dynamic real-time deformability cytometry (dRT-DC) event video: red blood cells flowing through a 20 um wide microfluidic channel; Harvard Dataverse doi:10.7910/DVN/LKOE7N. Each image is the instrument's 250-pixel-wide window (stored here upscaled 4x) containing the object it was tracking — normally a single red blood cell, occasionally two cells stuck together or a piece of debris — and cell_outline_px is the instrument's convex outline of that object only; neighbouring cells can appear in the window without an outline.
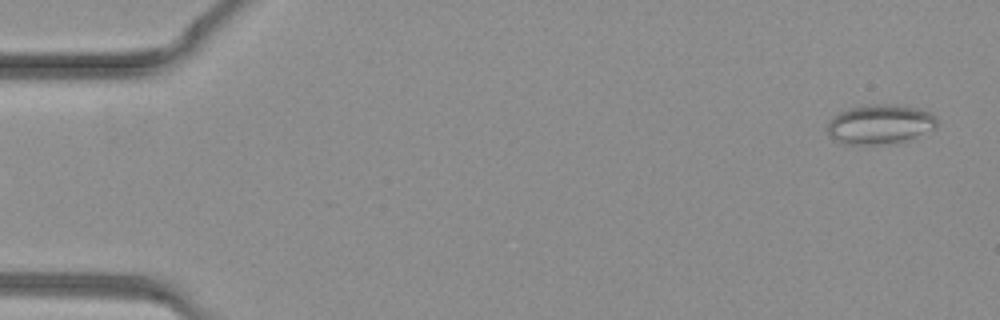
{"species": "common noctule bat (a hibernating species)", "species_latin": "Nyctalus noctula", "temperature_condition": "warm", "stored_images_in_passage": 37, "camera_frame_rate_fps": 3000, "um_per_image_px": 0.085, "animal": {"sex": "female", "body_mass_g": 19.3, "forearm_length_mm": 54.1}, "frame": {"image": 1, "passage_image": 1, "time_ms": 0.0, "image_size_px": [1000, 320], "cell_outline_px": [[936, 128], [904, 140], [876, 144], [848, 144], [832, 140], [828, 136], [828, 124], [832, 116], [840, 112], [852, 108], [876, 104], [896, 104], [916, 108], [928, 112], [936, 116]], "centroid_in_image_um": [74.76, 10.55], "position_along_channel_um": 10.2, "area_um2": 24.8}}
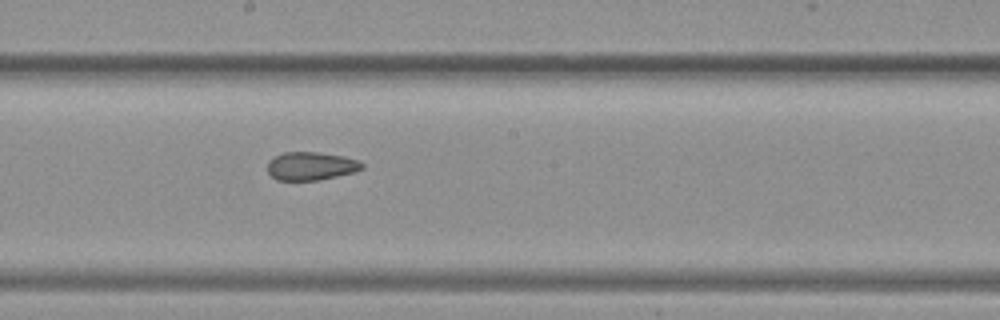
{"frame": {"image": 2, "passage_image": 20, "time_ms": 6.333, "image_size_px": [1000, 320], "cell_outline_px": [[364, 168], [352, 172], [320, 180], [276, 180], [268, 172], [268, 160], [284, 152], [316, 152], [344, 156], [360, 160], [364, 164]], "centroid_in_image_um": [26.44, 14.11], "position_along_channel_um": 221.8, "area_um2": 15.55}}
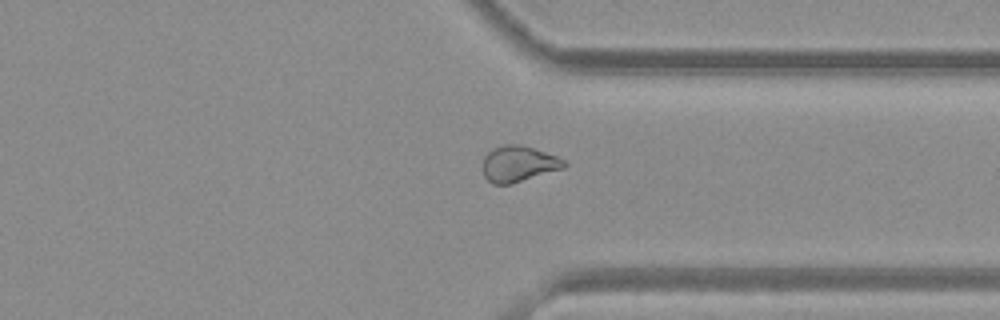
{"frame": {"image": 3, "passage_image": 28, "time_ms": 9.0, "image_size_px": [1000, 320], "cell_outline_px": [[568, 164], [564, 168], [512, 184], [492, 184], [484, 176], [484, 156], [492, 148], [504, 144], [520, 144], [568, 160]], "centroid_in_image_um": [44.1, 13.93], "position_along_channel_um": 367.3, "area_um2": 17.11}}